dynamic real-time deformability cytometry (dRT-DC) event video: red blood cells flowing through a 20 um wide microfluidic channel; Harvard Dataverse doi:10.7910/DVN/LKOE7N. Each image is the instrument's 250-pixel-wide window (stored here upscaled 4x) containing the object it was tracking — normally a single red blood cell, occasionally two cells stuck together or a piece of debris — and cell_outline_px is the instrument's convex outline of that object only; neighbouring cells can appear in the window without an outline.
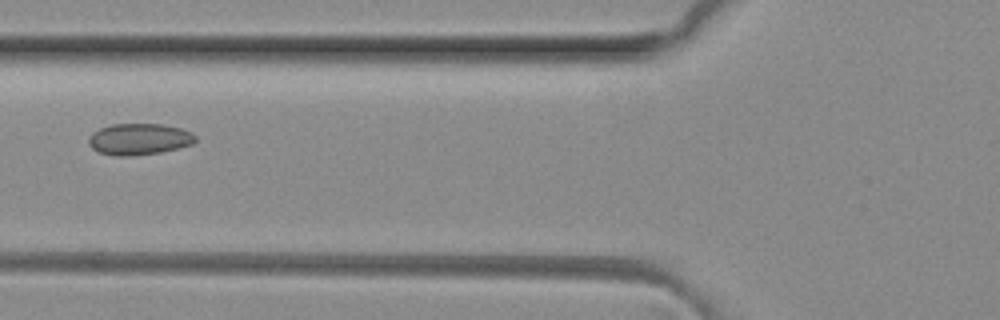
{"species": "common noctule bat (a hibernating species)", "species_latin": "Nyctalus noctula", "temperature_condition": "room temperature", "stored_images_in_passage": 4, "camera_frame_rate_fps": 3000, "um_per_image_px": 0.085, "animal": {"sex": "female", "body_mass_g": 29.2, "forearm_length_mm": 56.3}, "frame": {"image": 1, "passage_image": 4, "time_ms": 1.0, "image_size_px": [1000, 320], "cell_outline_px": [[196, 140], [192, 144], [160, 152], [132, 156], [116, 156], [100, 152], [92, 148], [88, 144], [88, 136], [92, 132], [100, 128], [112, 124], [160, 124], [180, 128], [192, 132], [196, 136]], "centroid_in_image_um": [11.8, 11.82], "position_along_channel_um": 114.0, "area_um2": 19.54}}